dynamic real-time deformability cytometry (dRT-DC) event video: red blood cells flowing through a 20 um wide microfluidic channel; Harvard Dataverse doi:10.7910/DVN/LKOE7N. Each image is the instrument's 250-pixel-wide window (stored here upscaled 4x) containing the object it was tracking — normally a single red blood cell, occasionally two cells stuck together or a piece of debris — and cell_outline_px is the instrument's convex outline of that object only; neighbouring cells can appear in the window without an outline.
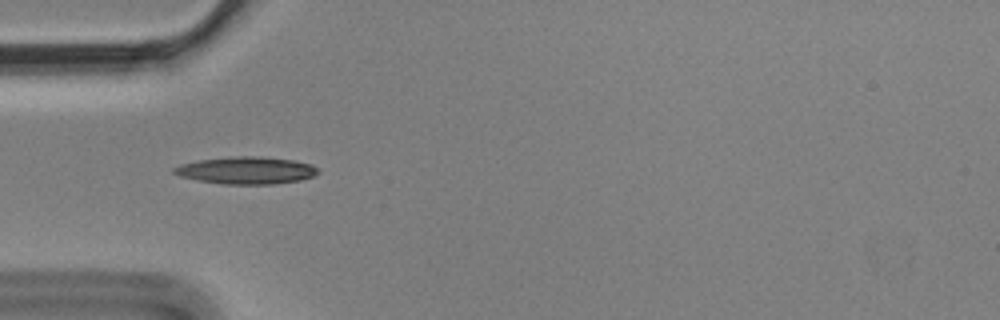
{"species": "Egyptian fruit bat (a non-hibernating species)", "species_latin": "Rousettus aegyptiacus", "temperature_condition": "cold", "stored_images_in_passage": 6, "camera_frame_rate_fps": 3000, "um_per_image_px": 0.085, "animal": {"sex": "male"}, "frame": {"image": 1, "passage_image": 5, "time_ms": 1.333, "image_size_px": [1000, 320], "cell_outline_px": [[320, 172], [312, 176], [300, 180], [272, 184], [220, 184], [196, 180], [180, 176], [172, 172], [172, 168], [180, 164], [200, 160], [236, 156], [260, 156], [292, 160], [312, 164]], "centroid_in_image_um": [20.91, 14.48], "position_along_channel_um": 64.1, "area_um2": 22.83}}
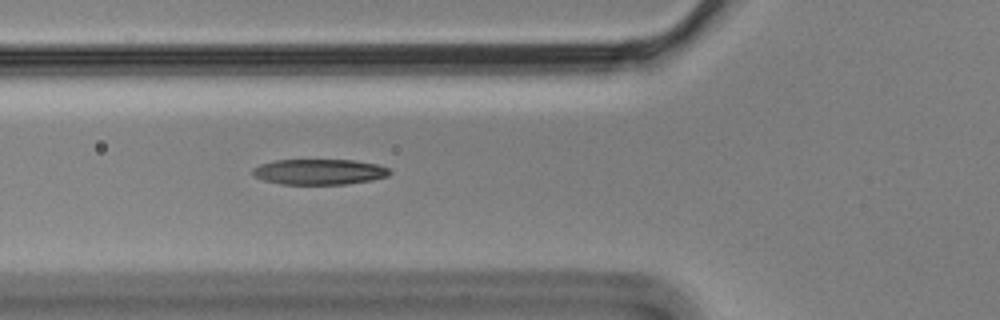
{"frame": {"image": 2, "passage_image": 6, "time_ms": 1.667, "image_size_px": [1000, 320], "cell_outline_px": [[392, 172], [388, 176], [372, 180], [344, 184], [280, 184], [264, 180], [256, 176], [252, 172], [252, 168], [260, 164], [276, 160], [352, 160], [376, 164], [388, 168]], "centroid_in_image_um": [27.14, 14.6], "position_along_channel_um": 98.7, "area_um2": 20.29}}